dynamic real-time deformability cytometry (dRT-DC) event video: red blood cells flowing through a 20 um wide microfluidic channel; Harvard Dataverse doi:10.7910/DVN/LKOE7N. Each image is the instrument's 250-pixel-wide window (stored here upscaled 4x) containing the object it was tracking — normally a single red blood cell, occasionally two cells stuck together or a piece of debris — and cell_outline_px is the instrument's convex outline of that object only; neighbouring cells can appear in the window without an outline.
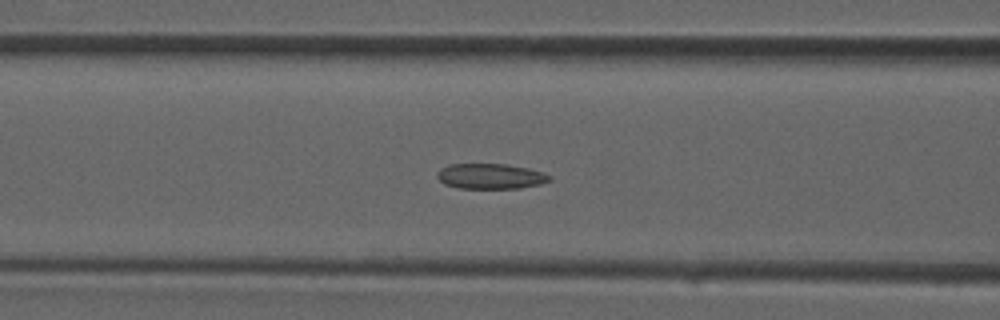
{"species": "common noctule bat (a hibernating species)", "species_latin": "Nyctalus noctula", "temperature_condition": "room temperature", "stored_images_in_passage": 37, "camera_frame_rate_fps": 3000, "um_per_image_px": 0.085, "animal": {"sex": "male", "forearm_length_mm": 52.5}, "frame": {"image": 1, "passage_image": 15, "time_ms": 4.667, "image_size_px": [1000, 320], "cell_outline_px": [[552, 180], [540, 184], [520, 188], [456, 188], [444, 184], [436, 176], [436, 172], [440, 168], [448, 164], [508, 164], [528, 168], [544, 172], [552, 176]], "centroid_in_image_um": [41.69, 14.97], "position_along_channel_um": 124.9, "area_um2": 16.82}}
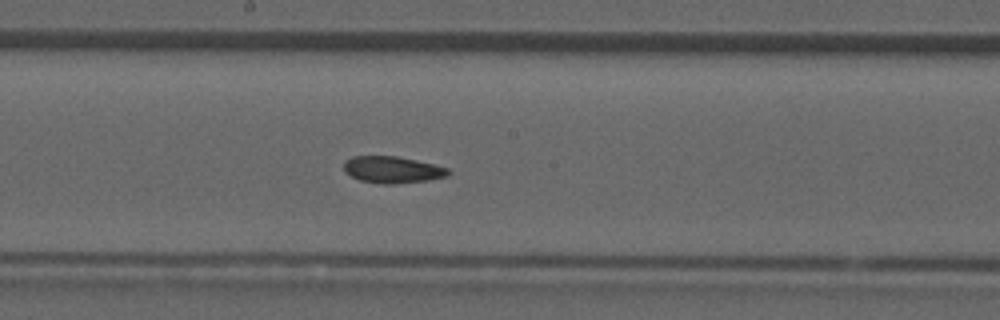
{"frame": {"image": 2, "passage_image": 20, "time_ms": 6.333, "image_size_px": [1000, 320], "cell_outline_px": [[452, 172], [448, 176], [428, 180], [388, 184], [384, 184], [360, 180], [352, 176], [344, 168], [344, 160], [352, 156], [396, 156], [416, 160], [448, 168]], "centroid_in_image_um": [33.37, 14.41], "position_along_channel_um": 214.8, "area_um2": 16.07}}
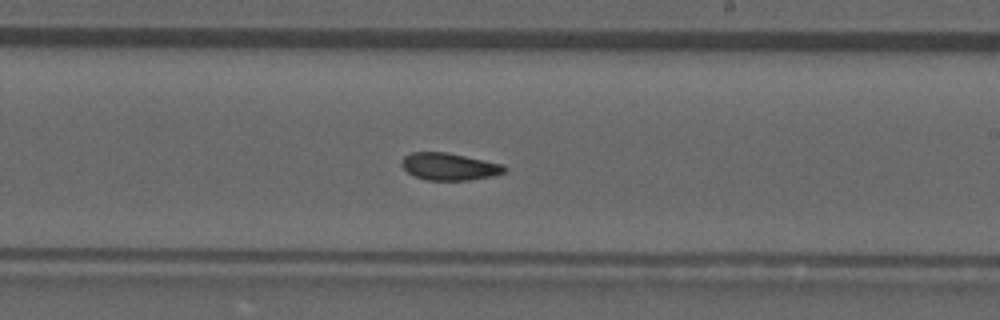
{"frame": {"image": 3, "passage_image": 22, "time_ms": 7.0, "image_size_px": [1000, 320], "cell_outline_px": [[508, 168], [504, 172], [492, 176], [468, 180], [428, 180], [416, 176], [408, 172], [400, 164], [400, 160], [404, 156], [412, 152], [448, 152], [504, 164]], "centroid_in_image_um": [38.2, 14.14], "position_along_channel_um": 250.8, "area_um2": 16.36}}